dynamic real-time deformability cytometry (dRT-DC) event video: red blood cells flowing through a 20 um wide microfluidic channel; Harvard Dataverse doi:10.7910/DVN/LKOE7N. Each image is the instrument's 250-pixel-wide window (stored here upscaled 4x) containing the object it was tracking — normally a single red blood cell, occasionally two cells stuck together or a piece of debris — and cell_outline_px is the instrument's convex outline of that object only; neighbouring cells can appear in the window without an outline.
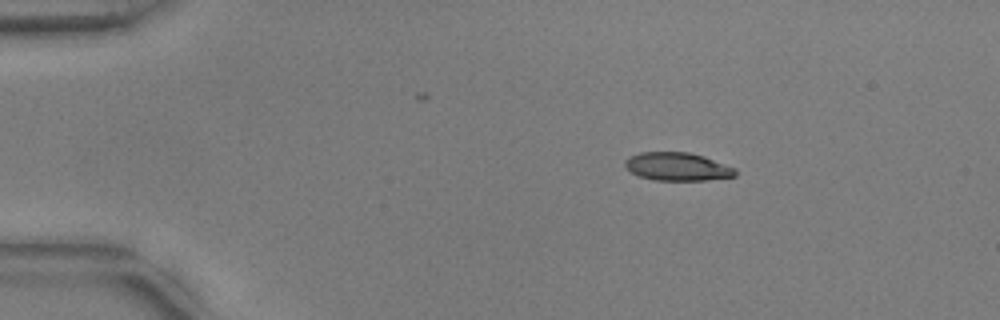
{"species": "common noctule bat (a hibernating species)", "species_latin": "Nyctalus noctula", "temperature_condition": "warm", "stored_images_in_passage": 46, "camera_frame_rate_fps": 3000, "um_per_image_px": 0.085, "animal": {"sex": "male", "body_mass_g": 17.9, "forearm_length_mm": 54.2}, "frame": {"image": 1, "passage_image": 1, "time_ms": 0.0, "image_size_px": [1000, 320], "cell_outline_px": [[736, 176], [708, 180], [656, 180], [640, 176], [632, 172], [624, 164], [624, 160], [628, 156], [640, 152], [688, 152], [704, 156], [736, 168]], "centroid_in_image_um": [57.59, 14.15], "position_along_channel_um": 27.4, "area_um2": 18.09}}
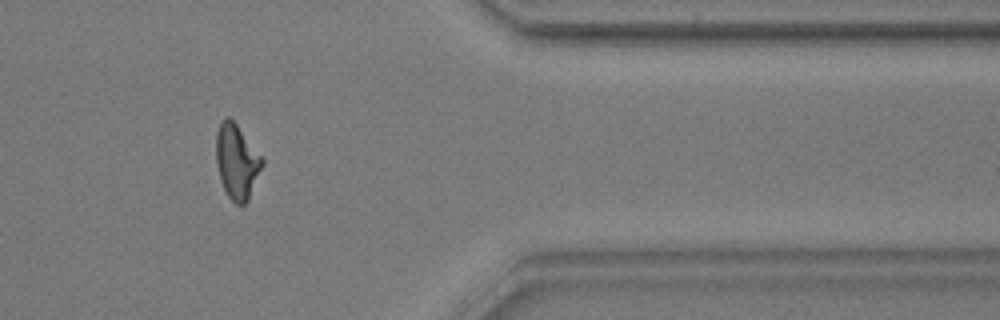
{"frame": {"image": 2, "passage_image": 37, "time_ms": 12.0, "image_size_px": [1000, 320], "cell_outline_px": [[264, 164], [248, 200], [244, 204], [236, 204], [228, 196], [220, 180], [216, 164], [216, 132], [220, 124], [228, 116], [236, 124], [264, 160]], "centroid_in_image_um": [20.12, 13.76], "position_along_channel_um": 391.3, "area_um2": 19.77}}
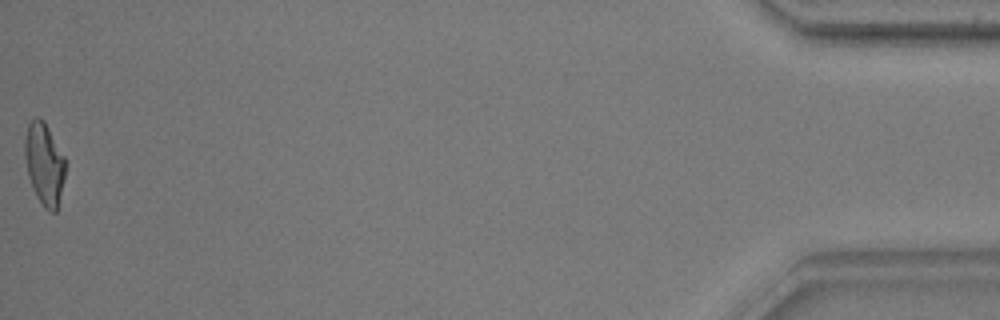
{"frame": {"image": 3, "passage_image": 46, "time_ms": 15.0, "image_size_px": [1000, 320], "cell_outline_px": [[64, 176], [56, 212], [48, 212], [44, 208], [36, 196], [32, 188], [28, 176], [24, 156], [24, 136], [28, 124], [36, 116], [40, 116], [44, 120], [64, 156]], "centroid_in_image_um": [3.73, 13.9], "position_along_channel_um": 431.5, "area_um2": 19.42}, "authors_computed_cell_mechanics": {"area_um2": 19.363, "velocity_mm_per_s": 3.7655, "shape_relaxation_time_tau1_ms": 6.8769, "shape_relaxation_time_tau2_ms": 1.6513, "deformation_change_tau1": 0.2365, "deformation_change_tau2": 0.1005}}